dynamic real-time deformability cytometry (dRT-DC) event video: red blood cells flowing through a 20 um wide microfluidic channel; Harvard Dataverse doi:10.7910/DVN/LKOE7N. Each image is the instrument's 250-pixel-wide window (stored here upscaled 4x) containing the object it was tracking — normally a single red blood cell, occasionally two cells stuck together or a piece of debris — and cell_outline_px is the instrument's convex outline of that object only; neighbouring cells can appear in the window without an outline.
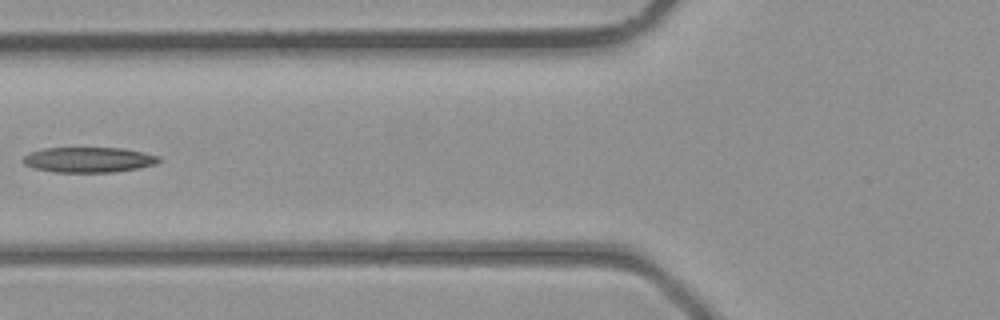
{"species": "common noctule bat (a hibernating species)", "species_latin": "Nyctalus noctula", "temperature_condition": "room temperature", "stored_images_in_passage": 4, "camera_frame_rate_fps": 3000, "um_per_image_px": 0.085, "animal": {"sex": "male", "body_mass_g": 23.1, "forearm_length_mm": 52.7}, "frame": {"image": 1, "passage_image": 4, "time_ms": 4.0, "image_size_px": [1000, 320], "cell_outline_px": [[160, 160], [156, 164], [140, 168], [112, 172], [52, 172], [32, 168], [24, 164], [20, 160], [28, 152], [44, 148], [124, 148], [144, 152], [160, 156]], "centroid_in_image_um": [7.51, 13.58], "position_along_channel_um": 118.3, "area_um2": 20.29}}